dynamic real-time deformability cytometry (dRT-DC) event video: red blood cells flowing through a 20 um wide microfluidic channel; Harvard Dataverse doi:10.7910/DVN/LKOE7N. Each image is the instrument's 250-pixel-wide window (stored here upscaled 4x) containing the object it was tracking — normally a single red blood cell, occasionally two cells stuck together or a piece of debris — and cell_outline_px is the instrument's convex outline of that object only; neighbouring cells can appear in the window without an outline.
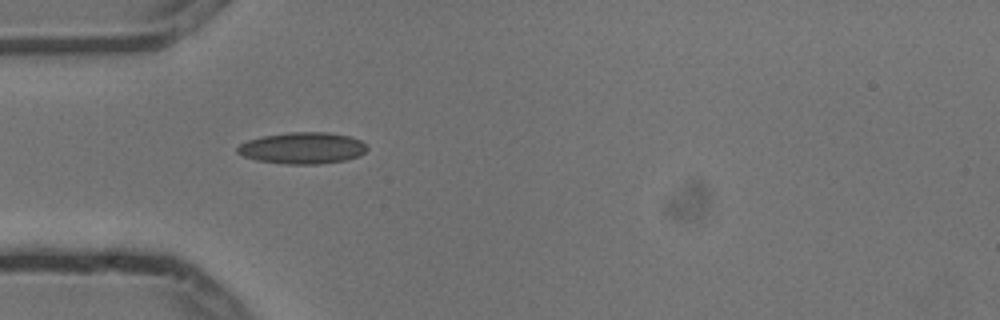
{"species": "common noctule bat (a hibernating species)", "species_latin": "Nyctalus noctula", "temperature_condition": "cold", "stored_images_in_passage": 1, "camera_frame_rate_fps": 3000, "um_per_image_px": 0.085, "animal": {"sex": "male", "body_mass_g": 13.3}, "frame": {"image": 1, "passage_image": 1, "time_ms": 0.0, "image_size_px": [1000, 320], "cell_outline_px": [[368, 148], [360, 156], [344, 160], [316, 164], [284, 164], [256, 160], [244, 156], [236, 152], [236, 148], [240, 144], [248, 140], [260, 136], [288, 132], [328, 132], [348, 136], [360, 140]], "centroid_in_image_um": [25.68, 12.58], "position_along_channel_um": 59.3, "area_um2": 23.81}}